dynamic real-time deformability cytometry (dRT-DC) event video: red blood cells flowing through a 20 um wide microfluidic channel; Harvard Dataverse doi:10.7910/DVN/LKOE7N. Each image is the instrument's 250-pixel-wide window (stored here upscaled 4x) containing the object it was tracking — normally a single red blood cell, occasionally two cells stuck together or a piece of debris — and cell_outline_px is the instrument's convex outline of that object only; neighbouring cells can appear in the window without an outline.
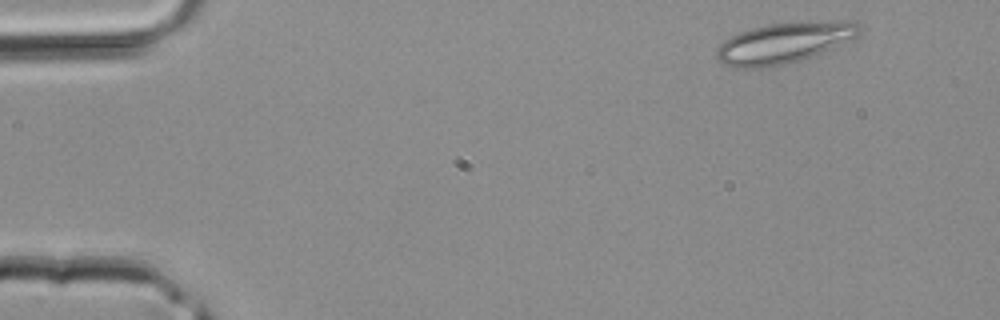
{"species": "common noctule bat (a hibernating species)", "species_latin": "Nyctalus noctula", "temperature_condition": "room temperature", "stored_images_in_passage": 38, "camera_frame_rate_fps": 3000, "um_per_image_px": 0.085, "animal": {"sex": "male", "body_mass_g": 20.4}, "frame": {"image": 1, "passage_image": 1, "time_ms": 0.0, "image_size_px": [1000, 320], "cell_outline_px": [[860, 28], [856, 36], [820, 52], [800, 60], [784, 64], [760, 68], [732, 68], [724, 64], [716, 56], [716, 48], [724, 40], [740, 32], [752, 28], [772, 24], [836, 20], [852, 20]], "centroid_in_image_um": [66.57, 3.65], "position_along_channel_um": 18.4, "area_um2": 33.18}}
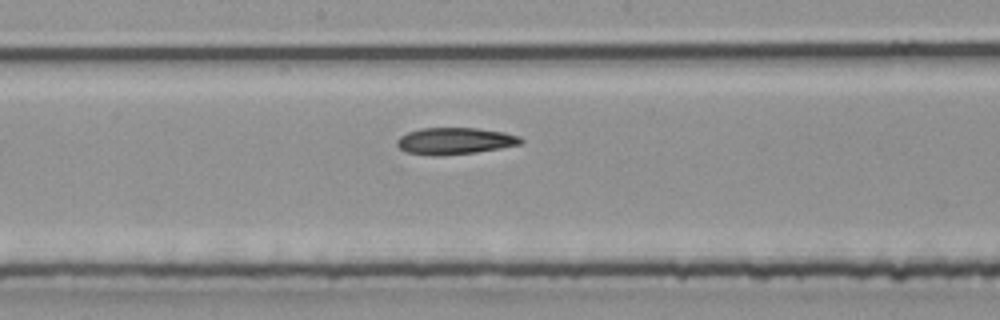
{"frame": {"image": 2, "passage_image": 19, "time_ms": 6.0, "image_size_px": [1000, 320], "cell_outline_px": [[524, 140], [520, 144], [500, 148], [476, 152], [440, 156], [428, 156], [404, 152], [396, 144], [396, 140], [400, 136], [408, 132], [420, 128], [476, 128], [504, 132], [520, 136]], "centroid_in_image_um": [38.62, 11.99], "position_along_channel_um": 209.6, "area_um2": 19.48}}
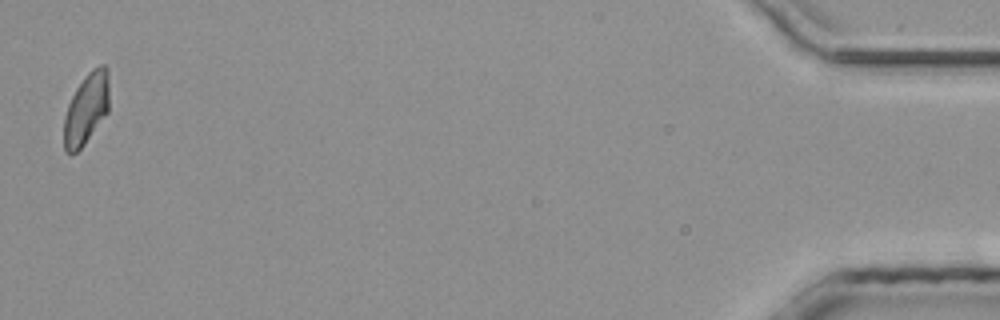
{"frame": {"image": 3, "passage_image": 38, "time_ms": 12.333, "image_size_px": [1000, 320], "cell_outline_px": [[108, 112], [84, 144], [76, 152], [64, 152], [64, 116], [68, 104], [76, 88], [84, 76], [92, 68], [100, 64], [104, 64], [108, 68]], "centroid_in_image_um": [7.33, 9.2], "position_along_channel_um": 427.9, "area_um2": 18.73}}